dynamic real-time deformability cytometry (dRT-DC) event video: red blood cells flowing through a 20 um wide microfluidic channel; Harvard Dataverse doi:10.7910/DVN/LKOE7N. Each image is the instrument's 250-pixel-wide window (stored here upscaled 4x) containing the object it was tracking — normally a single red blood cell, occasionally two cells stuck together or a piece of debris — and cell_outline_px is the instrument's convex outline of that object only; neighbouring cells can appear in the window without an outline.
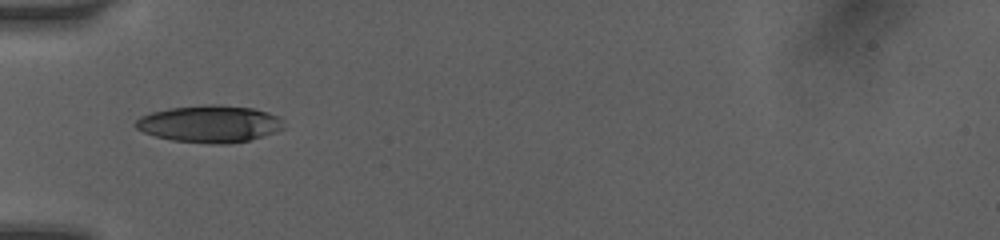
{"species": "human", "species_latin": "Homo sapiens", "temperature_condition": "room temperature", "stored_images_in_passage": 10, "camera_frame_rate_fps": 3000, "um_per_image_px": 0.085, "donor": {"sex": "female"}, "frame": {"image": 1, "passage_image": 1, "time_ms": 0.0, "image_size_px": [1000, 240], "cell_outline_px": [[284, 128], [276, 132], [248, 140], [224, 144], [212, 144], [172, 140], [156, 136], [144, 132], [136, 128], [132, 124], [140, 116], [152, 112], [172, 108], [204, 104], [220, 104], [252, 108], [268, 112], [280, 116], [284, 120]], "centroid_in_image_um": [17.84, 10.52], "position_along_channel_um": 67.2, "area_um2": 32.14}}
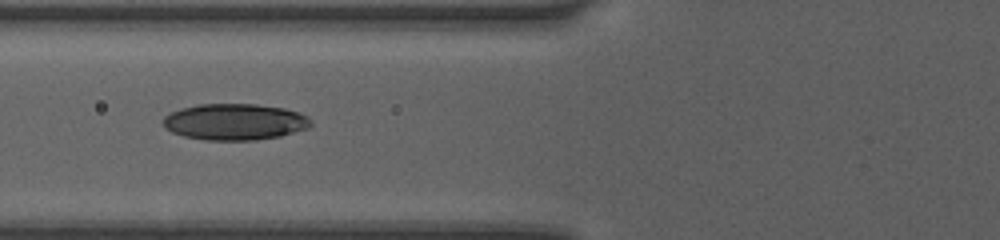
{"frame": {"image": 2, "passage_image": 9, "time_ms": 1.0, "image_size_px": [1000, 240], "cell_outline_px": [[312, 124], [308, 128], [280, 136], [256, 140], [204, 140], [184, 136], [172, 132], [164, 128], [160, 120], [164, 116], [180, 108], [196, 104], [256, 104], [284, 108], [308, 116], [312, 120]], "centroid_in_image_um": [19.92, 10.35], "position_along_channel_um": 105.9, "area_um2": 31.56}}